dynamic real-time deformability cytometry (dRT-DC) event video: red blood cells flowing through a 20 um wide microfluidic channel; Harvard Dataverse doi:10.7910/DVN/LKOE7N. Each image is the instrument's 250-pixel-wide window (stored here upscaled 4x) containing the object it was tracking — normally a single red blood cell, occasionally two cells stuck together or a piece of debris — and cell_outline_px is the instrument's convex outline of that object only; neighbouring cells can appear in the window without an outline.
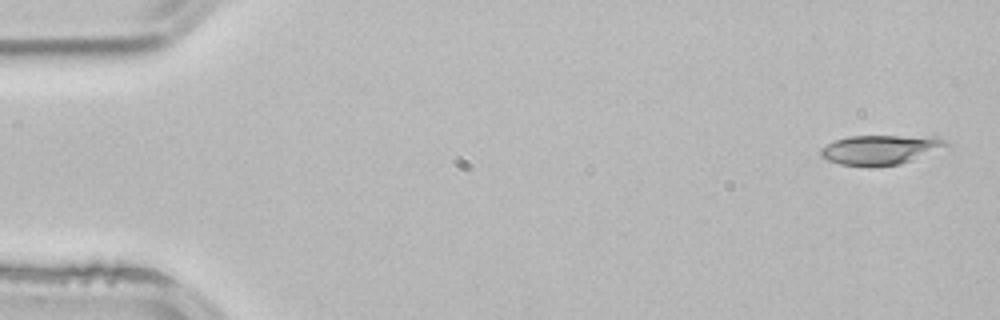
{"species": "common noctule bat (a hibernating species)", "species_latin": "Nyctalus noctula", "temperature_condition": "room temperature", "stored_images_in_passage": 14, "camera_frame_rate_fps": 3000, "um_per_image_px": 0.085, "animal": {"sex": "male", "body_mass_g": 21.5, "forearm_length_mm": 52.0}, "frame": {"image": 1, "passage_image": 1, "time_ms": 0.0, "image_size_px": [1000, 320], "cell_outline_px": [[952, 148], [900, 164], [880, 168], [872, 168], [840, 164], [828, 160], [820, 156], [820, 148], [836, 140], [848, 136], [936, 136], [952, 144]], "centroid_in_image_um": [74.96, 12.75], "position_along_channel_um": 10.0, "area_um2": 22.6}}